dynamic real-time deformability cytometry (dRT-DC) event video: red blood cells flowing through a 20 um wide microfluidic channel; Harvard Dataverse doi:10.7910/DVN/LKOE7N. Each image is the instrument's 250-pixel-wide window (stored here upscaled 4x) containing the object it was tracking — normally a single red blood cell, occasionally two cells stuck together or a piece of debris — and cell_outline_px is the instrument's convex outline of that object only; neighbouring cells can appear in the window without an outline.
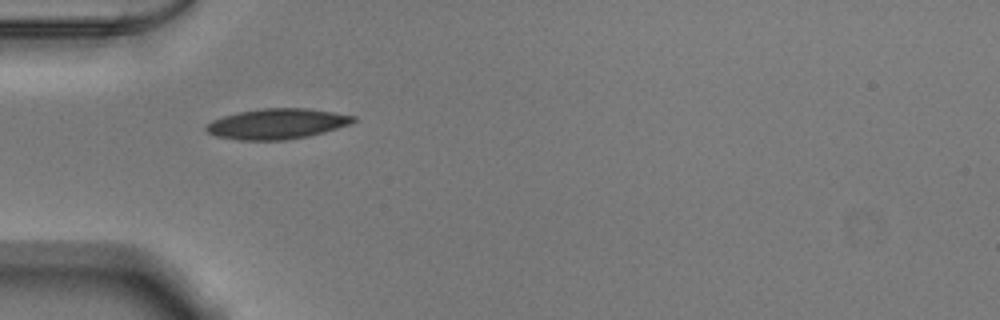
{"species": "Egyptian fruit bat (a non-hibernating species)", "species_latin": "Rousettus aegyptiacus", "temperature_condition": "warm", "stored_images_in_passage": 37, "camera_frame_rate_fps": 3000, "um_per_image_px": 0.085, "animal": {"sex": "male"}, "frame": {"image": 1, "passage_image": 1, "time_ms": 0.0, "image_size_px": [1000, 320], "cell_outline_px": [[356, 120], [352, 124], [324, 132], [308, 136], [284, 140], [240, 140], [216, 136], [208, 132], [204, 128], [204, 124], [212, 120], [224, 116], [240, 112], [260, 108], [308, 108], [356, 116]], "centroid_in_image_um": [23.55, 10.52], "position_along_channel_um": 61.5, "area_um2": 26.13}}
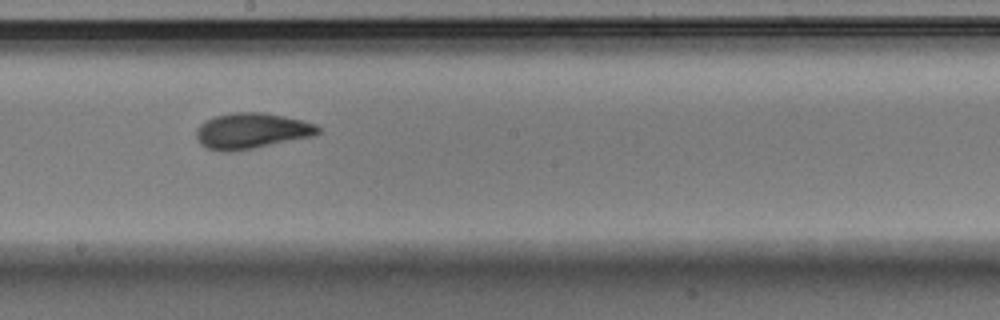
{"frame": {"image": 2, "passage_image": 14, "time_ms": 4.333, "image_size_px": [1000, 320], "cell_outline_px": [[320, 132], [312, 136], [232, 152], [224, 152], [208, 148], [200, 144], [196, 136], [196, 128], [204, 120], [216, 116], [232, 112], [264, 112], [304, 120], [316, 124], [320, 128]], "centroid_in_image_um": [21.36, 11.11], "position_along_channel_um": 226.8, "area_um2": 25.37}}
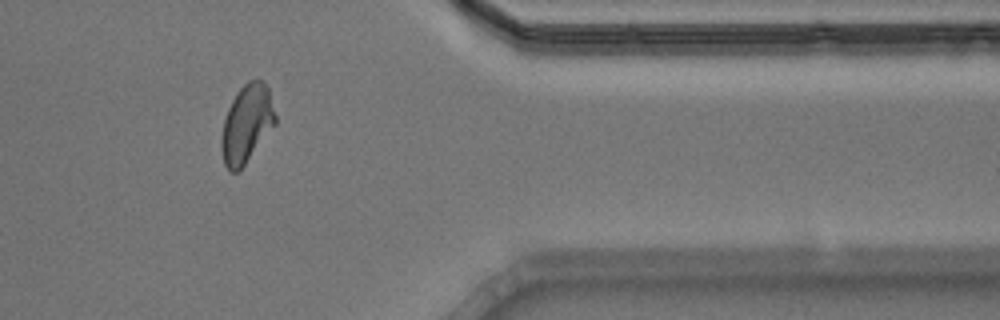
{"frame": {"image": 3, "passage_image": 28, "time_ms": 9.0, "image_size_px": [1000, 320], "cell_outline_px": [[276, 124], [244, 164], [236, 172], [232, 172], [224, 164], [220, 148], [220, 140], [224, 120], [228, 108], [236, 92], [248, 80], [260, 80], [268, 88], [276, 116]], "centroid_in_image_um": [20.95, 10.52], "position_along_channel_um": 390.4, "area_um2": 24.22}, "authors_computed_cell_mechanics": {"area_um2": 24.3916, "velocity_mm_per_s": 3.8673, "shape_relaxation_time_tau1_ms": 3.767, "shape_relaxation_time_tau2_ms": 1.4539, "deformation_change_tau1": 0.1618, "deformation_change_tau2": 0.0669}}